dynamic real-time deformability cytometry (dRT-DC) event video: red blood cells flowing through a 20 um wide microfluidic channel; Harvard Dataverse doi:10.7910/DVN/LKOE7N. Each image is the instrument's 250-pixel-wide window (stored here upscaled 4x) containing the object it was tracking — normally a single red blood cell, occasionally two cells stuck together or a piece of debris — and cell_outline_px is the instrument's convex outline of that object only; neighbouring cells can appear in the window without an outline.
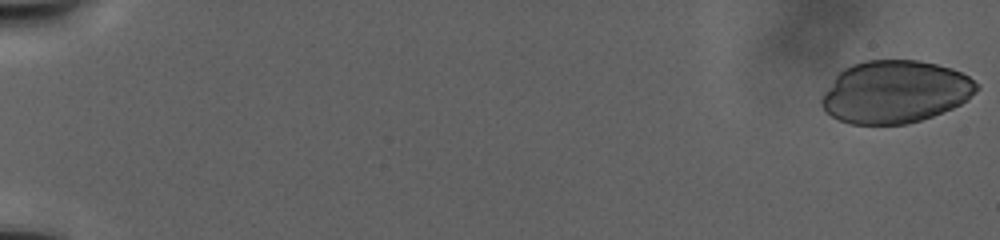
{"species": "human", "species_latin": "Homo sapiens", "temperature_condition": "warm", "stored_images_in_passage": 76, "camera_frame_rate_fps": 3000, "um_per_image_px": 0.085, "donor": {"sex": "male"}, "frame": {"image": 1, "passage_image": 1, "time_ms": 0.0, "image_size_px": [1000, 240], "cell_outline_px": [[980, 88], [968, 100], [952, 108], [932, 116], [908, 124], [852, 124], [840, 120], [832, 116], [820, 104], [820, 100], [824, 92], [836, 76], [844, 68], [852, 64], [864, 60], [920, 60], [952, 68], [968, 76], [980, 84]], "centroid_in_image_um": [76.11, 7.8], "position_along_channel_um": 8.9, "area_um2": 56.53}}
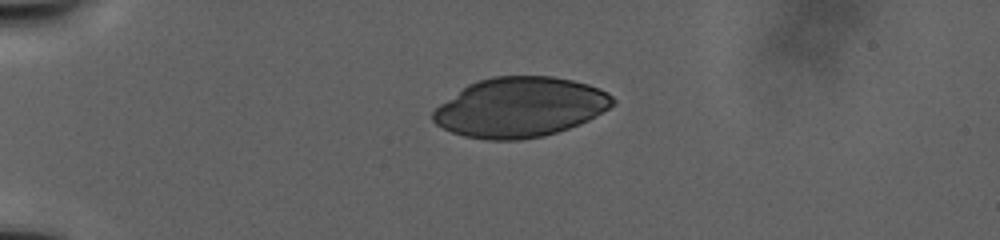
{"frame": {"image": 2, "passage_image": 52, "time_ms": 11.0, "image_size_px": [1000, 240], "cell_outline_px": [[616, 104], [588, 120], [580, 124], [544, 136], [520, 140], [488, 140], [464, 136], [452, 132], [436, 124], [432, 120], [432, 112], [440, 104], [468, 84], [476, 80], [492, 76], [552, 76], [572, 80], [588, 84], [600, 88], [608, 92], [616, 100]], "centroid_in_image_um": [44.22, 9.11], "position_along_channel_um": 40.8, "area_um2": 62.77}}